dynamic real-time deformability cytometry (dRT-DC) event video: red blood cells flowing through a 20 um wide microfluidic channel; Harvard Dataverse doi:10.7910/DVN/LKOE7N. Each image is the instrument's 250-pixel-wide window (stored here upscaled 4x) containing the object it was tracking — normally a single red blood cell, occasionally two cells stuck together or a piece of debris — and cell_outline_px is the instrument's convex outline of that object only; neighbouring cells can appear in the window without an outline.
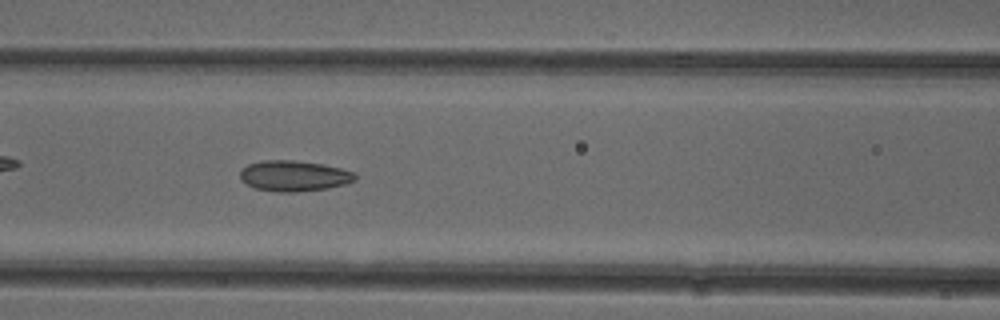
{"species": "common noctule bat (a hibernating species)", "species_latin": "Nyctalus noctula", "temperature_condition": "cold", "stored_images_in_passage": 39, "camera_frame_rate_fps": 3000, "um_per_image_px": 0.085, "animal": {"sex": "female"}, "frame": {"image": 1, "passage_image": 9, "time_ms": 2.667, "image_size_px": [1000, 320], "cell_outline_px": [[356, 180], [344, 184], [328, 188], [296, 192], [276, 192], [252, 188], [240, 180], [240, 172], [248, 164], [264, 160], [292, 160], [320, 164], [340, 168], [356, 172]], "centroid_in_image_um": [24.97, 14.96], "position_along_channel_um": 141.6, "area_um2": 20.63}}
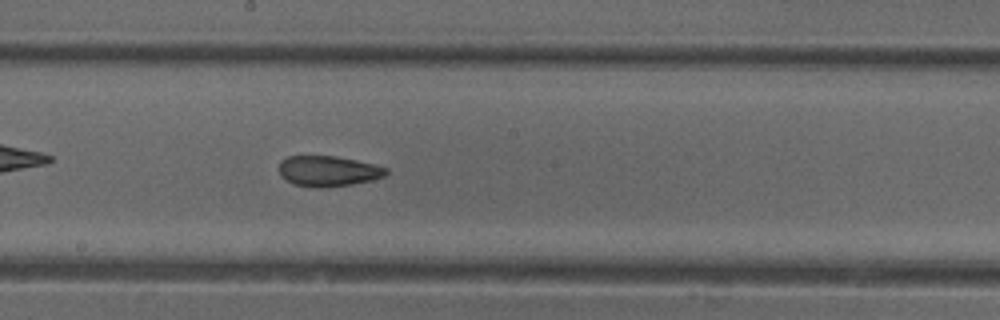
{"frame": {"image": 2, "passage_image": 15, "time_ms": 4.667, "image_size_px": [1000, 320], "cell_outline_px": [[388, 172], [384, 176], [372, 180], [352, 184], [296, 184], [284, 180], [280, 176], [280, 160], [288, 156], [336, 156], [356, 160], [388, 168]], "centroid_in_image_um": [27.9, 14.48], "position_along_channel_um": 220.3, "area_um2": 18.15}}
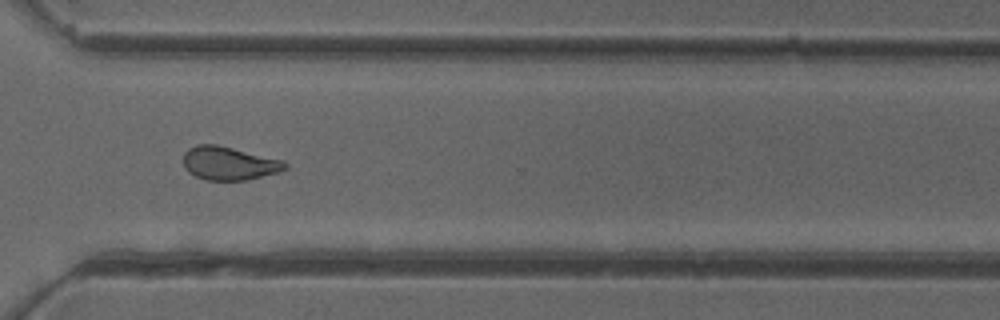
{"frame": {"image": 3, "passage_image": 25, "time_ms": 8.0, "image_size_px": [1000, 320], "cell_outline_px": [[288, 168], [276, 172], [248, 180], [208, 180], [196, 176], [188, 172], [184, 168], [184, 152], [188, 148], [196, 144], [216, 144], [284, 160], [288, 164]], "centroid_in_image_um": [19.46, 13.87], "position_along_channel_um": 351.1, "area_um2": 19.83}, "authors_computed_cell_mechanics": {"area_um2": 19.941, "velocity_mm_per_s": 3.9431, "shape_relaxation_time_tau1_ms": null, "shape_relaxation_time_tau2_ms": 2.3279, "deformation_change_tau1": null, "deformation_change_tau2": 0.0938}}